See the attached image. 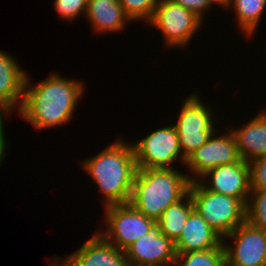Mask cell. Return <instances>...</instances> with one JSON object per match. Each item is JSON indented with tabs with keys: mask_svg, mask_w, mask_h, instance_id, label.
Returning a JSON list of instances; mask_svg holds the SVG:
<instances>
[{
	"mask_svg": "<svg viewBox=\"0 0 266 266\" xmlns=\"http://www.w3.org/2000/svg\"><path fill=\"white\" fill-rule=\"evenodd\" d=\"M30 80L27 76L19 115L40 130L71 121L85 90L83 82L56 73L34 87H30Z\"/></svg>",
	"mask_w": 266,
	"mask_h": 266,
	"instance_id": "obj_1",
	"label": "cell"
},
{
	"mask_svg": "<svg viewBox=\"0 0 266 266\" xmlns=\"http://www.w3.org/2000/svg\"><path fill=\"white\" fill-rule=\"evenodd\" d=\"M129 144L118 138L99 154L81 162L104 195L105 207L129 203L138 169L132 143Z\"/></svg>",
	"mask_w": 266,
	"mask_h": 266,
	"instance_id": "obj_2",
	"label": "cell"
},
{
	"mask_svg": "<svg viewBox=\"0 0 266 266\" xmlns=\"http://www.w3.org/2000/svg\"><path fill=\"white\" fill-rule=\"evenodd\" d=\"M191 177L174 168H138L129 203L157 222L168 206L188 193Z\"/></svg>",
	"mask_w": 266,
	"mask_h": 266,
	"instance_id": "obj_3",
	"label": "cell"
},
{
	"mask_svg": "<svg viewBox=\"0 0 266 266\" xmlns=\"http://www.w3.org/2000/svg\"><path fill=\"white\" fill-rule=\"evenodd\" d=\"M194 209L224 238L246 221V205L238 198L207 190L198 180L190 183Z\"/></svg>",
	"mask_w": 266,
	"mask_h": 266,
	"instance_id": "obj_4",
	"label": "cell"
},
{
	"mask_svg": "<svg viewBox=\"0 0 266 266\" xmlns=\"http://www.w3.org/2000/svg\"><path fill=\"white\" fill-rule=\"evenodd\" d=\"M212 108L201 102L197 93L183 101L180 116L175 122L182 156L187 159L196 149L207 142L217 128L213 126Z\"/></svg>",
	"mask_w": 266,
	"mask_h": 266,
	"instance_id": "obj_5",
	"label": "cell"
},
{
	"mask_svg": "<svg viewBox=\"0 0 266 266\" xmlns=\"http://www.w3.org/2000/svg\"><path fill=\"white\" fill-rule=\"evenodd\" d=\"M105 210L107 229L98 232L120 250H125L156 227L154 219L146 217L130 203L109 205Z\"/></svg>",
	"mask_w": 266,
	"mask_h": 266,
	"instance_id": "obj_6",
	"label": "cell"
},
{
	"mask_svg": "<svg viewBox=\"0 0 266 266\" xmlns=\"http://www.w3.org/2000/svg\"><path fill=\"white\" fill-rule=\"evenodd\" d=\"M137 168H173L175 160L186 159L182 156L179 136L174 125L155 130L144 139L131 142Z\"/></svg>",
	"mask_w": 266,
	"mask_h": 266,
	"instance_id": "obj_7",
	"label": "cell"
},
{
	"mask_svg": "<svg viewBox=\"0 0 266 266\" xmlns=\"http://www.w3.org/2000/svg\"><path fill=\"white\" fill-rule=\"evenodd\" d=\"M195 13L171 0H159L150 27L154 26L163 34L165 44L170 47H184L202 25Z\"/></svg>",
	"mask_w": 266,
	"mask_h": 266,
	"instance_id": "obj_8",
	"label": "cell"
},
{
	"mask_svg": "<svg viewBox=\"0 0 266 266\" xmlns=\"http://www.w3.org/2000/svg\"><path fill=\"white\" fill-rule=\"evenodd\" d=\"M227 238L235 244L229 246ZM223 244L226 266H266V230L245 221L223 238Z\"/></svg>",
	"mask_w": 266,
	"mask_h": 266,
	"instance_id": "obj_9",
	"label": "cell"
},
{
	"mask_svg": "<svg viewBox=\"0 0 266 266\" xmlns=\"http://www.w3.org/2000/svg\"><path fill=\"white\" fill-rule=\"evenodd\" d=\"M214 134L216 135L213 132L207 142L186 159L185 166L188 167L191 175L193 174L191 182L197 181V177L203 176L214 167L233 164L242 160L235 136L231 130L221 136Z\"/></svg>",
	"mask_w": 266,
	"mask_h": 266,
	"instance_id": "obj_10",
	"label": "cell"
},
{
	"mask_svg": "<svg viewBox=\"0 0 266 266\" xmlns=\"http://www.w3.org/2000/svg\"><path fill=\"white\" fill-rule=\"evenodd\" d=\"M129 266H170L175 264V243L156 226L125 250Z\"/></svg>",
	"mask_w": 266,
	"mask_h": 266,
	"instance_id": "obj_11",
	"label": "cell"
},
{
	"mask_svg": "<svg viewBox=\"0 0 266 266\" xmlns=\"http://www.w3.org/2000/svg\"><path fill=\"white\" fill-rule=\"evenodd\" d=\"M198 179L207 190L238 198L247 204L250 195V178L249 165L246 161L214 167Z\"/></svg>",
	"mask_w": 266,
	"mask_h": 266,
	"instance_id": "obj_12",
	"label": "cell"
},
{
	"mask_svg": "<svg viewBox=\"0 0 266 266\" xmlns=\"http://www.w3.org/2000/svg\"><path fill=\"white\" fill-rule=\"evenodd\" d=\"M61 261L66 266H129L125 251L113 246L99 232Z\"/></svg>",
	"mask_w": 266,
	"mask_h": 266,
	"instance_id": "obj_13",
	"label": "cell"
},
{
	"mask_svg": "<svg viewBox=\"0 0 266 266\" xmlns=\"http://www.w3.org/2000/svg\"><path fill=\"white\" fill-rule=\"evenodd\" d=\"M26 77L27 73L20 68L15 58L0 50V113L10 115L12 110L19 111Z\"/></svg>",
	"mask_w": 266,
	"mask_h": 266,
	"instance_id": "obj_14",
	"label": "cell"
},
{
	"mask_svg": "<svg viewBox=\"0 0 266 266\" xmlns=\"http://www.w3.org/2000/svg\"><path fill=\"white\" fill-rule=\"evenodd\" d=\"M223 243V238L209 226L194 209L184 225L179 239L175 242L176 254L203 251L215 248Z\"/></svg>",
	"mask_w": 266,
	"mask_h": 266,
	"instance_id": "obj_15",
	"label": "cell"
},
{
	"mask_svg": "<svg viewBox=\"0 0 266 266\" xmlns=\"http://www.w3.org/2000/svg\"><path fill=\"white\" fill-rule=\"evenodd\" d=\"M248 124L231 129L239 154L247 163L266 156V111H260Z\"/></svg>",
	"mask_w": 266,
	"mask_h": 266,
	"instance_id": "obj_16",
	"label": "cell"
},
{
	"mask_svg": "<svg viewBox=\"0 0 266 266\" xmlns=\"http://www.w3.org/2000/svg\"><path fill=\"white\" fill-rule=\"evenodd\" d=\"M85 16L95 33L118 32L132 22L118 0H88Z\"/></svg>",
	"mask_w": 266,
	"mask_h": 266,
	"instance_id": "obj_17",
	"label": "cell"
},
{
	"mask_svg": "<svg viewBox=\"0 0 266 266\" xmlns=\"http://www.w3.org/2000/svg\"><path fill=\"white\" fill-rule=\"evenodd\" d=\"M193 210V201L188 192L181 200L165 209L156 226L163 235L175 243L181 236L189 214Z\"/></svg>",
	"mask_w": 266,
	"mask_h": 266,
	"instance_id": "obj_18",
	"label": "cell"
},
{
	"mask_svg": "<svg viewBox=\"0 0 266 266\" xmlns=\"http://www.w3.org/2000/svg\"><path fill=\"white\" fill-rule=\"evenodd\" d=\"M231 7L235 9L241 32L248 37L257 29L266 8V0H232Z\"/></svg>",
	"mask_w": 266,
	"mask_h": 266,
	"instance_id": "obj_19",
	"label": "cell"
},
{
	"mask_svg": "<svg viewBox=\"0 0 266 266\" xmlns=\"http://www.w3.org/2000/svg\"><path fill=\"white\" fill-rule=\"evenodd\" d=\"M176 264L179 266H226L224 244L203 251L179 253L176 256Z\"/></svg>",
	"mask_w": 266,
	"mask_h": 266,
	"instance_id": "obj_20",
	"label": "cell"
},
{
	"mask_svg": "<svg viewBox=\"0 0 266 266\" xmlns=\"http://www.w3.org/2000/svg\"><path fill=\"white\" fill-rule=\"evenodd\" d=\"M246 221L266 230V190H250L246 204Z\"/></svg>",
	"mask_w": 266,
	"mask_h": 266,
	"instance_id": "obj_21",
	"label": "cell"
},
{
	"mask_svg": "<svg viewBox=\"0 0 266 266\" xmlns=\"http://www.w3.org/2000/svg\"><path fill=\"white\" fill-rule=\"evenodd\" d=\"M125 13L131 19L145 20L147 24L152 19L159 0H118Z\"/></svg>",
	"mask_w": 266,
	"mask_h": 266,
	"instance_id": "obj_22",
	"label": "cell"
},
{
	"mask_svg": "<svg viewBox=\"0 0 266 266\" xmlns=\"http://www.w3.org/2000/svg\"><path fill=\"white\" fill-rule=\"evenodd\" d=\"M88 0H54V7L61 18L65 21H73L82 13L85 15Z\"/></svg>",
	"mask_w": 266,
	"mask_h": 266,
	"instance_id": "obj_23",
	"label": "cell"
},
{
	"mask_svg": "<svg viewBox=\"0 0 266 266\" xmlns=\"http://www.w3.org/2000/svg\"><path fill=\"white\" fill-rule=\"evenodd\" d=\"M250 190H266V156L248 163Z\"/></svg>",
	"mask_w": 266,
	"mask_h": 266,
	"instance_id": "obj_24",
	"label": "cell"
},
{
	"mask_svg": "<svg viewBox=\"0 0 266 266\" xmlns=\"http://www.w3.org/2000/svg\"><path fill=\"white\" fill-rule=\"evenodd\" d=\"M171 1L195 13L200 19L203 18L204 15L203 12L211 8L207 0H171Z\"/></svg>",
	"mask_w": 266,
	"mask_h": 266,
	"instance_id": "obj_25",
	"label": "cell"
},
{
	"mask_svg": "<svg viewBox=\"0 0 266 266\" xmlns=\"http://www.w3.org/2000/svg\"><path fill=\"white\" fill-rule=\"evenodd\" d=\"M5 113H0V166H1V161L4 160V156H5V149L7 148L6 144H7V140H5V134H4V115ZM3 118V119H2Z\"/></svg>",
	"mask_w": 266,
	"mask_h": 266,
	"instance_id": "obj_26",
	"label": "cell"
},
{
	"mask_svg": "<svg viewBox=\"0 0 266 266\" xmlns=\"http://www.w3.org/2000/svg\"><path fill=\"white\" fill-rule=\"evenodd\" d=\"M210 7H212V5H217L219 4L220 6H223L225 9L227 8H231V3L232 0H207Z\"/></svg>",
	"mask_w": 266,
	"mask_h": 266,
	"instance_id": "obj_27",
	"label": "cell"
},
{
	"mask_svg": "<svg viewBox=\"0 0 266 266\" xmlns=\"http://www.w3.org/2000/svg\"><path fill=\"white\" fill-rule=\"evenodd\" d=\"M54 257V258H53ZM51 259H53L52 261H54L52 264H49V266H66L63 262H61L59 260V258H57V256H53ZM60 261V262H59ZM55 263V264H54ZM58 263V264H57Z\"/></svg>",
	"mask_w": 266,
	"mask_h": 266,
	"instance_id": "obj_28",
	"label": "cell"
}]
</instances>
